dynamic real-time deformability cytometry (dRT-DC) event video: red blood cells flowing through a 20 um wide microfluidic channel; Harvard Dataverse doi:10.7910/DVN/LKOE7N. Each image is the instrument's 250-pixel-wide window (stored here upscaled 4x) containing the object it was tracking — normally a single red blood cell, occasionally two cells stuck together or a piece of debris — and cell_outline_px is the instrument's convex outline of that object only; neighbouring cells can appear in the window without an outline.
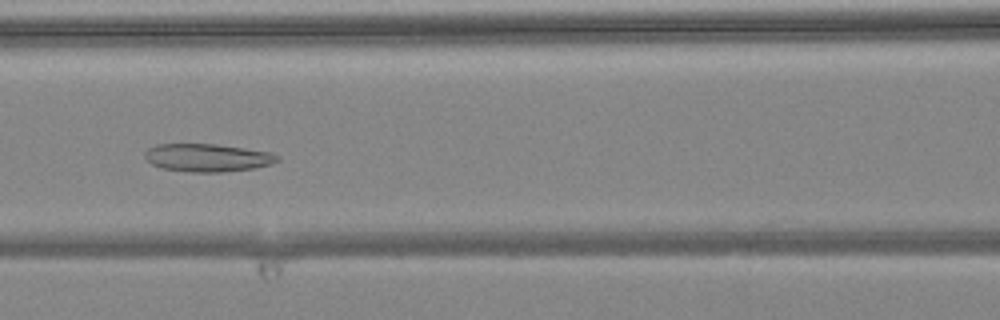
{"species": "common noctule bat (a hibernating species)", "species_latin": "Nyctalus noctula", "temperature_condition": "warm", "stored_images_in_passage": 9, "camera_frame_rate_fps": 3000, "um_per_image_px": 0.085, "animal": {"sex": "female", "body_mass_g": 24.6, "forearm_length_mm": 56.2}, "frame": {"image": 1, "passage_image": 7, "time_ms": 2.0, "image_size_px": [1000, 320], "cell_outline_px": [[280, 160], [272, 164], [256, 168], [224, 172], [192, 172], [160, 168], [152, 164], [144, 156], [144, 152], [148, 148], [156, 144], [216, 144], [272, 152], [280, 156]], "centroid_in_image_um": [17.66, 13.4], "position_along_channel_um": 148.9, "area_um2": 21.79}}
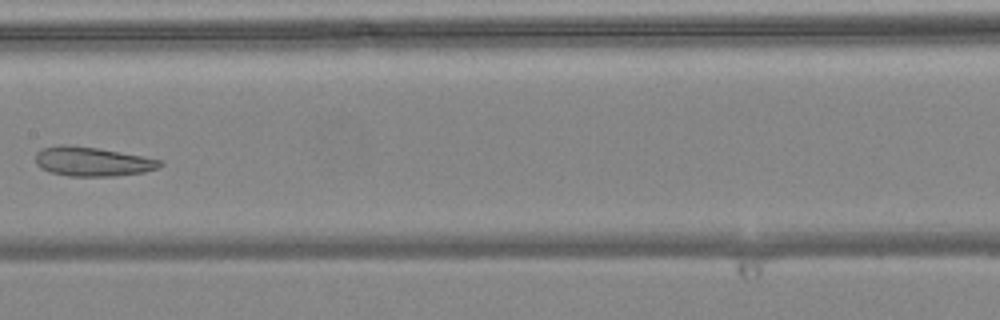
{"frame": {"image": 2, "passage_image": 8, "time_ms": 2.333, "image_size_px": [1000, 320], "cell_outline_px": [[164, 164], [156, 168], [144, 172], [116, 176], [68, 176], [48, 172], [40, 168], [36, 164], [36, 152], [40, 148], [56, 144], [68, 144], [96, 148], [144, 156], [160, 160]], "centroid_in_image_um": [7.79, 13.72], "position_along_channel_um": 199.6, "area_um2": 21.44}}
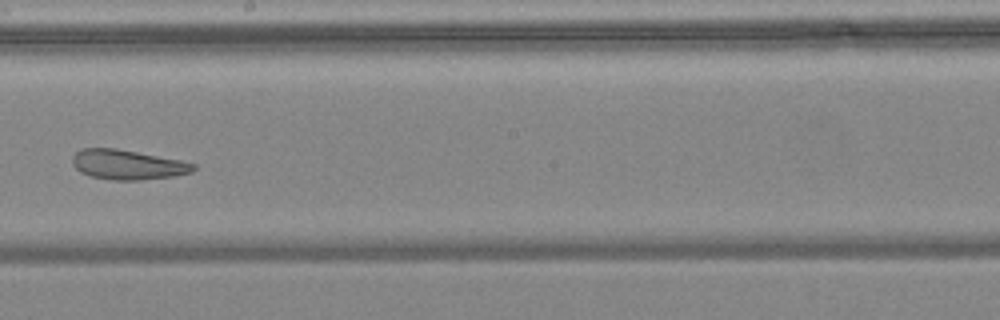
{"frame": {"image": 3, "passage_image": 9, "time_ms": 2.667, "image_size_px": [1000, 320], "cell_outline_px": [[196, 168], [192, 172], [172, 176], [140, 180], [112, 180], [92, 176], [80, 172], [72, 164], [72, 156], [80, 148], [116, 148], [180, 160], [196, 164]], "centroid_in_image_um": [10.82, 13.99], "position_along_channel_um": 237.4, "area_um2": 20.92}}